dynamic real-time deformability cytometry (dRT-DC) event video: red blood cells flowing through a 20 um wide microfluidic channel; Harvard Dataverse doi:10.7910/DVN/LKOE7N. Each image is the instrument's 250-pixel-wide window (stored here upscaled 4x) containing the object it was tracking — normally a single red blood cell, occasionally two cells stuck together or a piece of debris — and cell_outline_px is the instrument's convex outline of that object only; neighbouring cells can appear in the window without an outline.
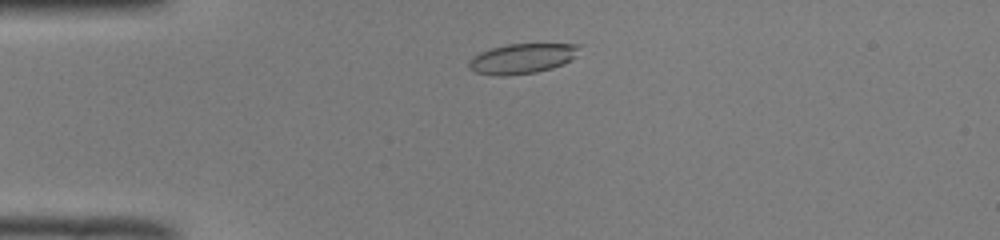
{"species": "common noctule bat (a hibernating species)", "species_latin": "Nyctalus noctula", "temperature_condition": "room temperature", "stored_images_in_passage": 44, "camera_frame_rate_fps": 3000, "um_per_image_px": 0.085, "animal": {"sex": "male", "body_mass_g": 19.0, "forearm_length_mm": 50.8}, "frame": {"image": 1, "passage_image": 5, "time_ms": 1.333, "image_size_px": [1000, 240], "cell_outline_px": [[580, 44], [576, 56], [564, 64], [552, 68], [536, 72], [508, 76], [496, 76], [476, 72], [468, 68], [468, 60], [472, 56], [480, 52], [492, 48], [508, 44]], "centroid_in_image_um": [44.35, 4.99], "position_along_channel_um": 40.7, "area_um2": 19.42}}
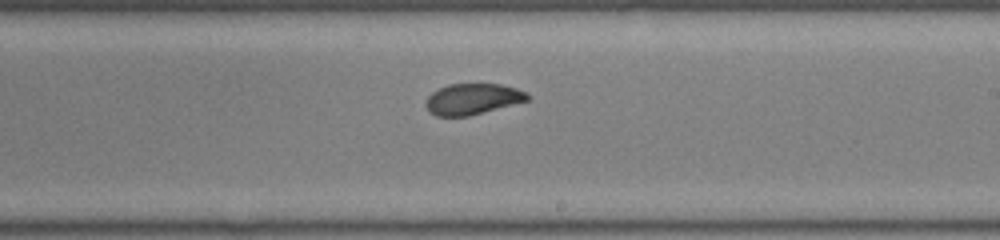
{"frame": {"image": 2, "passage_image": 23, "time_ms": 7.333, "image_size_px": [1000, 240], "cell_outline_px": [[528, 100], [468, 116], [436, 116], [428, 112], [424, 104], [428, 96], [432, 92], [448, 84], [500, 84], [516, 88], [524, 92], [528, 96]], "centroid_in_image_um": [40.1, 8.42], "position_along_channel_um": 248.9, "area_um2": 18.15}}
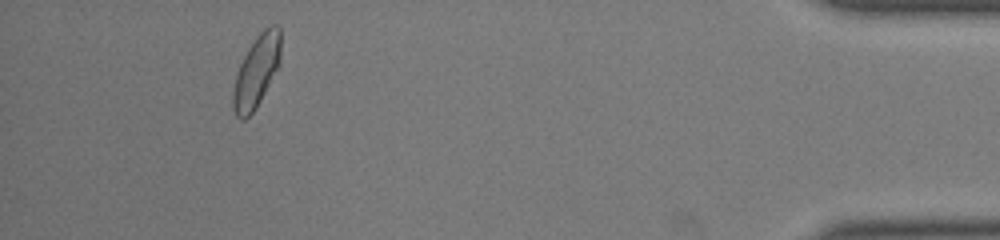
{"frame": {"image": 3, "passage_image": 40, "time_ms": 13.0, "image_size_px": [1000, 240], "cell_outline_px": [[280, 64], [256, 108], [244, 120], [240, 120], [236, 116], [232, 108], [232, 96], [236, 72], [248, 48], [256, 36], [264, 28], [272, 24], [276, 24], [280, 28]], "centroid_in_image_um": [21.79, 6.06], "position_along_channel_um": 413.4, "area_um2": 20.06}, "authors_computed_cell_mechanics": {"area_um2": 19.2474, "velocity_mm_per_s": 3.9662, "shape_relaxation_time_tau1_ms": 5.5451, "shape_relaxation_time_tau2_ms": 1.4113, "deformation_change_tau1": 0.1967, "deformation_change_tau2": 0.0702}}